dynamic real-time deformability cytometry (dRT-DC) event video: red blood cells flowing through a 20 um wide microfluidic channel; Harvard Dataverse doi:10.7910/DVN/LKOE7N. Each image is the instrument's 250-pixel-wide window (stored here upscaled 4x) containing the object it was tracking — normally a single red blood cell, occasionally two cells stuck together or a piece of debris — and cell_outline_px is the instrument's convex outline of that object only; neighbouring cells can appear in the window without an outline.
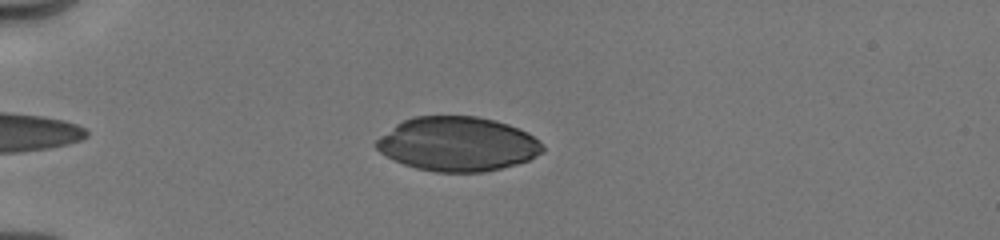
{"species": "human", "species_latin": "Homo sapiens", "temperature_condition": "cold", "stored_images_in_passage": 43, "camera_frame_rate_fps": 3000, "um_per_image_px": 0.085, "donor": {"sex": "male"}, "frame": {"image": 1, "passage_image": 15, "time_ms": 2.667, "image_size_px": [1000, 240], "cell_outline_px": [[544, 152], [528, 160], [516, 164], [484, 172], [436, 172], [416, 168], [404, 164], [380, 152], [376, 148], [376, 140], [380, 136], [396, 124], [412, 116], [476, 116], [508, 124], [528, 132], [544, 148]], "centroid_in_image_um": [38.89, 12.24], "position_along_channel_um": 46.1, "area_um2": 52.31}}
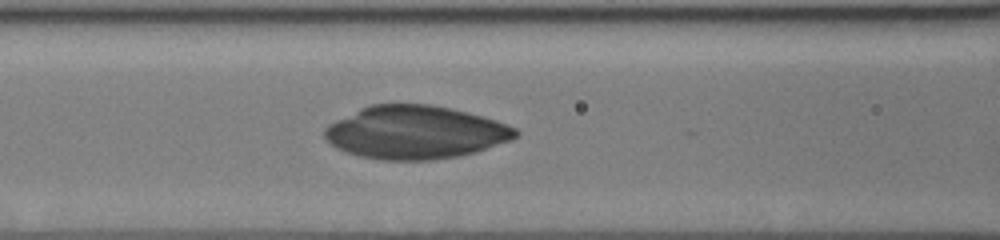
{"frame": {"image": 2, "passage_image": 34, "time_ms": 5.667, "image_size_px": [1000, 240], "cell_outline_px": [[520, 132], [512, 140], [476, 152], [456, 156], [432, 160], [380, 160], [360, 156], [336, 148], [324, 136], [324, 128], [328, 124], [368, 104], [432, 104], [452, 108], [484, 116], [508, 124], [516, 128]], "centroid_in_image_um": [35.32, 11.24], "position_along_channel_um": 131.3, "area_um2": 59.36}}
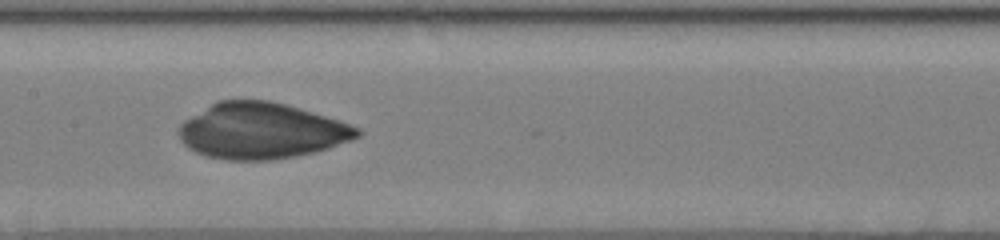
{"frame": {"image": 3, "passage_image": 42, "time_ms": 7.0, "image_size_px": [1000, 240], "cell_outline_px": [[364, 132], [360, 136], [328, 148], [296, 156], [272, 160], [228, 160], [208, 156], [196, 152], [188, 148], [180, 140], [176, 132], [180, 124], [184, 120], [216, 100], [268, 100], [300, 108], [360, 128]], "centroid_in_image_um": [22.16, 11.12], "position_along_channel_um": 185.2, "area_um2": 58.03}}